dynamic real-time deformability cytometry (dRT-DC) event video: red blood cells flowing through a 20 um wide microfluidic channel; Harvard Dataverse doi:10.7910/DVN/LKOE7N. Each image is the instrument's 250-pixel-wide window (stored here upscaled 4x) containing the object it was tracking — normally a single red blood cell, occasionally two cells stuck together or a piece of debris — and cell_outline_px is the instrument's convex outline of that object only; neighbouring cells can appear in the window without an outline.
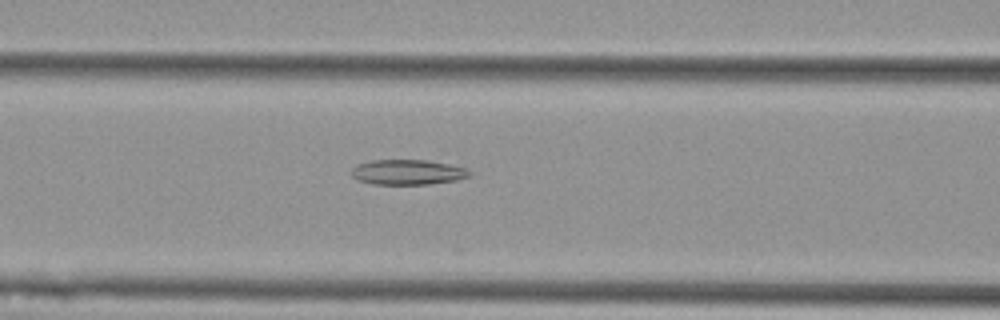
{"species": "Egyptian fruit bat (a non-hibernating species)", "species_latin": "Rousettus aegyptiacus", "temperature_condition": "cold", "stored_images_in_passage": 19, "camera_frame_rate_fps": 3000, "um_per_image_px": 0.085, "animal": {"sex": "female"}, "frame": {"image": 1, "passage_image": 14, "time_ms": 4.333, "image_size_px": [1000, 320], "cell_outline_px": [[472, 176], [456, 180], [428, 184], [372, 184], [356, 180], [352, 176], [352, 168], [356, 164], [372, 160], [428, 160], [448, 164], [464, 168], [472, 172]], "centroid_in_image_um": [34.63, 14.63], "position_along_channel_um": 132.0, "area_um2": 17.34}}
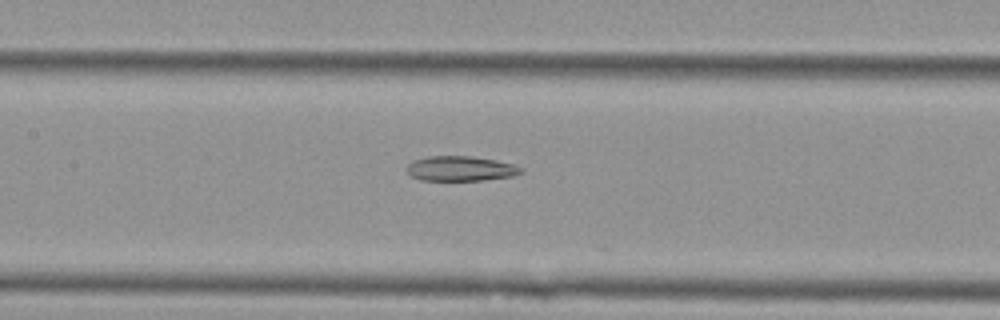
{"frame": {"image": 2, "passage_image": 17, "time_ms": 5.333, "image_size_px": [1000, 320], "cell_outline_px": [[524, 172], [512, 176], [484, 180], [420, 180], [412, 176], [404, 168], [412, 160], [428, 156], [472, 156], [496, 160], [512, 164], [524, 168]], "centroid_in_image_um": [39.14, 14.32], "position_along_channel_um": 168.3, "area_um2": 16.7}}